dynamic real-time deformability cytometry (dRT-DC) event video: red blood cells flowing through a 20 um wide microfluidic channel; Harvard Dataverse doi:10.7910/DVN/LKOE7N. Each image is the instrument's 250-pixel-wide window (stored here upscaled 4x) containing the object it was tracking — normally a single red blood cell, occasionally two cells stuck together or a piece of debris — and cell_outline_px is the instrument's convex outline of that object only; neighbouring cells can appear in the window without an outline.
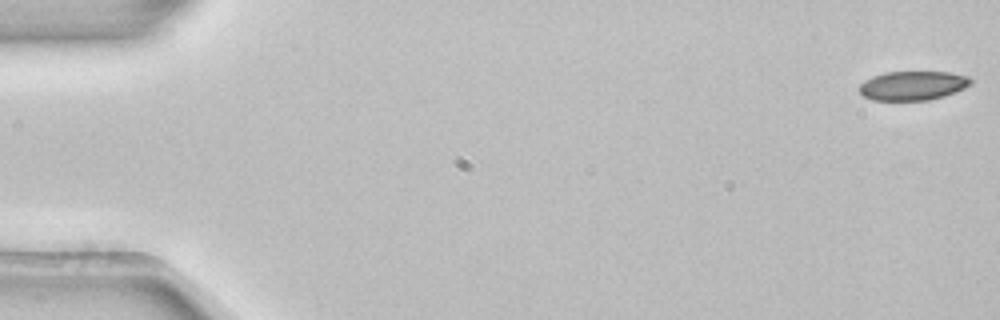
{"species": "common noctule bat (a hibernating species)", "species_latin": "Nyctalus noctula", "temperature_condition": "room temperature", "stored_images_in_passage": 47, "camera_frame_rate_fps": 3000, "um_per_image_px": 0.085, "animal": {"sex": "female", "body_mass_g": 22.7, "forearm_length_mm": 54.2}, "frame": {"image": 1, "passage_image": 1, "time_ms": 0.0, "image_size_px": [1000, 320], "cell_outline_px": [[972, 84], [956, 92], [944, 96], [928, 100], [872, 100], [864, 96], [860, 92], [860, 84], [864, 80], [872, 76], [888, 72], [948, 72], [968, 76], [972, 80]], "centroid_in_image_um": [77.6, 7.27], "position_along_channel_um": 7.4, "area_um2": 18.9}}
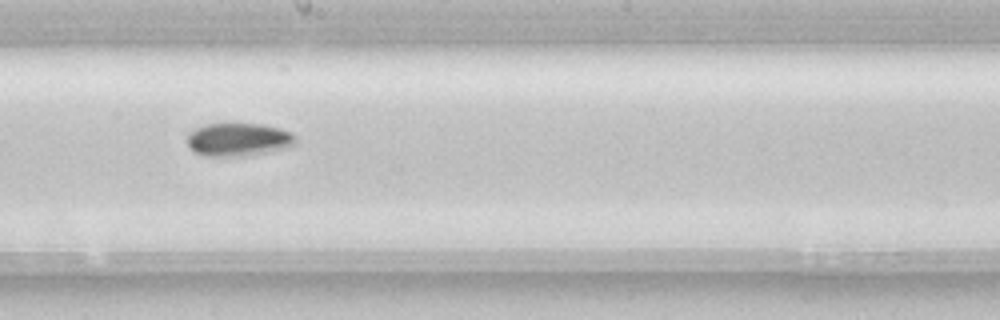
{"frame": {"image": 2, "passage_image": 30, "time_ms": 9.667, "image_size_px": [1000, 320], "cell_outline_px": [[296, 144], [288, 148], [248, 156], [204, 156], [188, 148], [188, 132], [204, 124], [264, 124], [280, 128], [292, 132], [296, 136]], "centroid_in_image_um": [20.3, 11.87], "position_along_channel_um": 227.9, "area_um2": 21.27}}
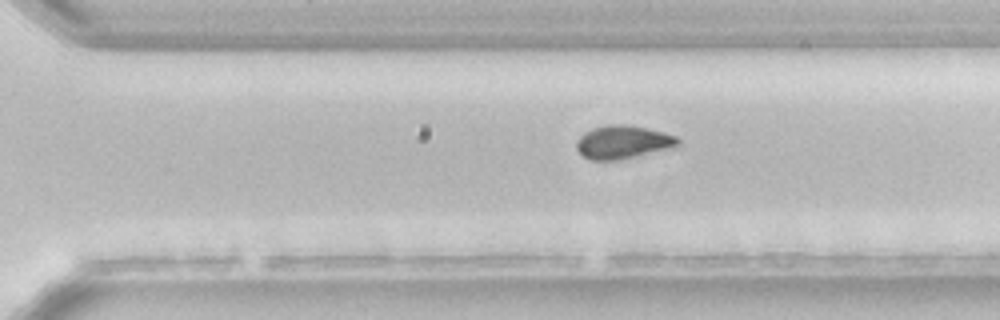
{"frame": {"image": 3, "passage_image": 37, "time_ms": 12.0, "image_size_px": [1000, 320], "cell_outline_px": [[680, 144], [676, 148], [620, 160], [592, 160], [584, 156], [576, 148], [576, 140], [584, 132], [592, 128], [612, 124], [624, 124], [664, 132], [676, 136], [680, 140]], "centroid_in_image_um": [52.99, 12.09], "position_along_channel_um": 317.6, "area_um2": 19.88}}